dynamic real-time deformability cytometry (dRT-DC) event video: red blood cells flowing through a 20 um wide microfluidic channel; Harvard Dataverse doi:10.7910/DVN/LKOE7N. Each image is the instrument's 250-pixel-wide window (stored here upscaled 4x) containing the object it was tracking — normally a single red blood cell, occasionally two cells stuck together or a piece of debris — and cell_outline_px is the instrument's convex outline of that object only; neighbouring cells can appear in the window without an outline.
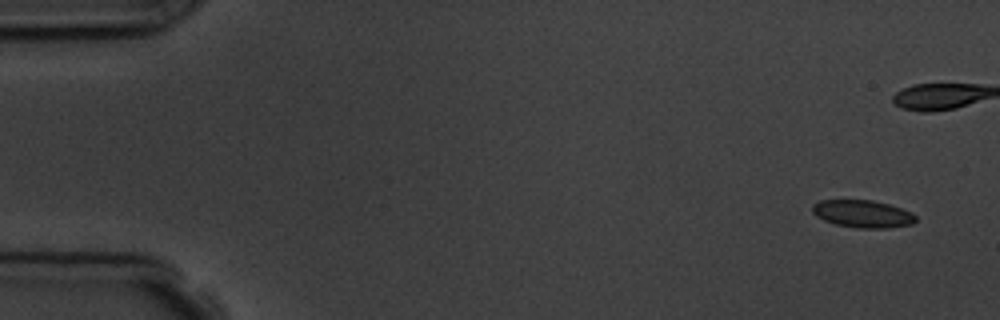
{"species": "common noctule bat (a hibernating species)", "species_latin": "Nyctalus noctula", "temperature_condition": "room temperature", "stored_images_in_passage": 15, "camera_frame_rate_fps": 3000, "um_per_image_px": 0.085, "animal": {"sex": "male", "body_mass_g": 19.5, "forearm_length_mm": 54.6}, "frame": {"image": 1, "passage_image": 1, "time_ms": 0.0, "image_size_px": [1000, 320], "cell_outline_px": [[916, 220], [912, 224], [888, 228], [856, 228], [836, 224], [824, 220], [816, 216], [812, 212], [812, 204], [820, 200], [872, 200], [888, 204], [912, 212], [916, 216]], "centroid_in_image_um": [73.32, 18.17], "position_along_channel_um": 11.7, "area_um2": 16.59}}